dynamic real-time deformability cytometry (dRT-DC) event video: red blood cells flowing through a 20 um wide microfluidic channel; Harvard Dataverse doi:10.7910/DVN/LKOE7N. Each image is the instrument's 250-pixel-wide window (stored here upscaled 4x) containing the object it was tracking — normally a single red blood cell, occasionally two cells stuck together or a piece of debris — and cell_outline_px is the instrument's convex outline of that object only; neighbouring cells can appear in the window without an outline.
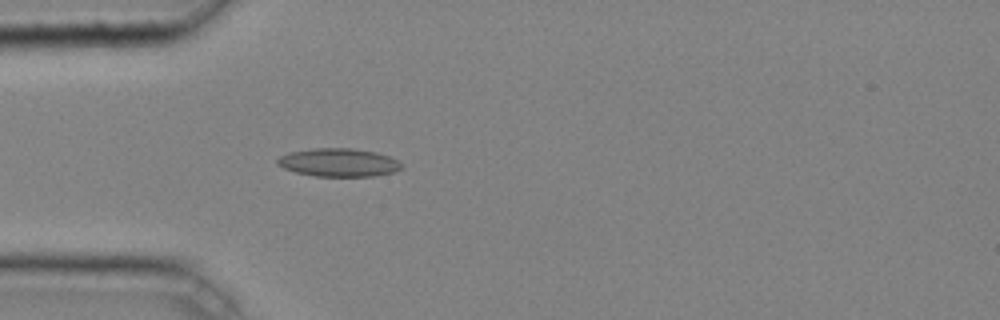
{"species": "common noctule bat (a hibernating species)", "species_latin": "Nyctalus noctula", "temperature_condition": "cold", "stored_images_in_passage": 32, "camera_frame_rate_fps": 3000, "um_per_image_px": 0.085, "animal": {"sex": "male", "body_mass_g": 20.4}, "frame": {"image": 1, "passage_image": 1, "time_ms": 0.0, "image_size_px": [1000, 320], "cell_outline_px": [[400, 168], [392, 172], [372, 176], [316, 176], [296, 172], [284, 168], [276, 164], [276, 160], [280, 156], [288, 152], [316, 148], [352, 148], [376, 152], [400, 160]], "centroid_in_image_um": [28.75, 13.8], "position_along_channel_um": 56.2, "area_um2": 20.29}}
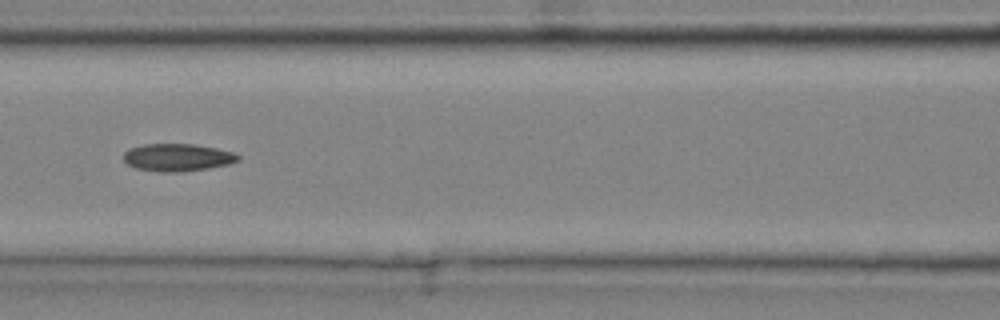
{"frame": {"image": 2, "passage_image": 8, "time_ms": 2.333, "image_size_px": [1000, 320], "cell_outline_px": [[240, 160], [228, 164], [208, 168], [180, 172], [160, 172], [136, 168], [128, 164], [124, 160], [124, 152], [128, 148], [144, 144], [192, 144], [216, 148], [232, 152], [240, 156]], "centroid_in_image_um": [15.07, 13.38], "position_along_channel_um": 151.5, "area_um2": 18.32}}
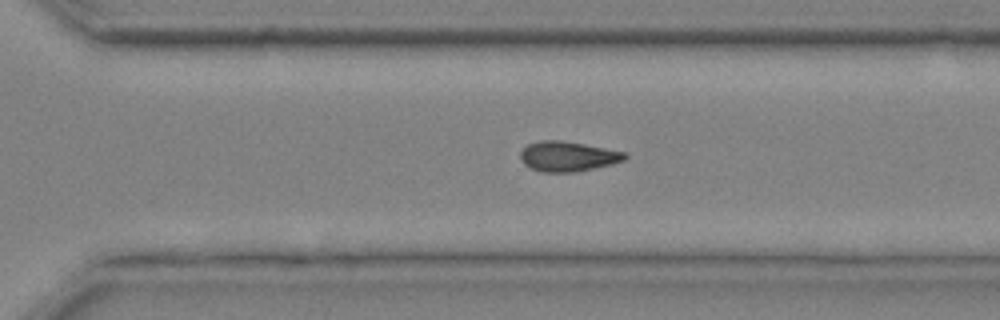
{"frame": {"image": 3, "passage_image": 20, "time_ms": 6.333, "image_size_px": [1000, 320], "cell_outline_px": [[628, 156], [624, 160], [612, 164], [576, 172], [540, 172], [524, 164], [520, 160], [520, 152], [528, 144], [540, 140], [560, 140], [584, 144], [628, 152]], "centroid_in_image_um": [48.27, 13.29], "position_along_channel_um": 322.3, "area_um2": 18.38}}